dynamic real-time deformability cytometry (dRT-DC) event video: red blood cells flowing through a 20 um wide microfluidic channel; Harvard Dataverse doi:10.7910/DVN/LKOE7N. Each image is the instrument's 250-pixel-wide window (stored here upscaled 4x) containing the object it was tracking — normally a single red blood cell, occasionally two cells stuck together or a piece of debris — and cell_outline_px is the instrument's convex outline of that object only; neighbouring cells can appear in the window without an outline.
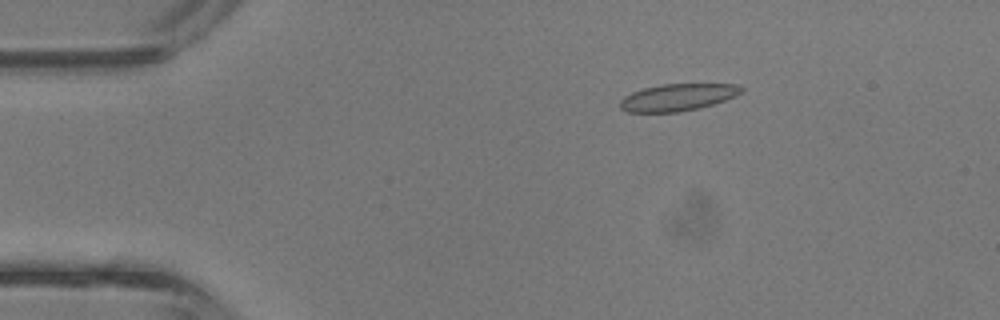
{"species": "common noctule bat (a hibernating species)", "species_latin": "Nyctalus noctula", "temperature_condition": "room temperature", "stored_images_in_passage": 42, "camera_frame_rate_fps": 3000, "um_per_image_px": 0.085, "animal": {"sex": "male", "body_mass_g": 13.3}, "frame": {"image": 1, "passage_image": 7, "time_ms": 2.0, "image_size_px": [1000, 320], "cell_outline_px": [[744, 88], [740, 92], [724, 100], [700, 108], [676, 112], [628, 112], [620, 108], [620, 100], [624, 96], [632, 92], [644, 88], [660, 84], [740, 84]], "centroid_in_image_um": [57.57, 8.26], "position_along_channel_um": 27.4, "area_um2": 18.96}}
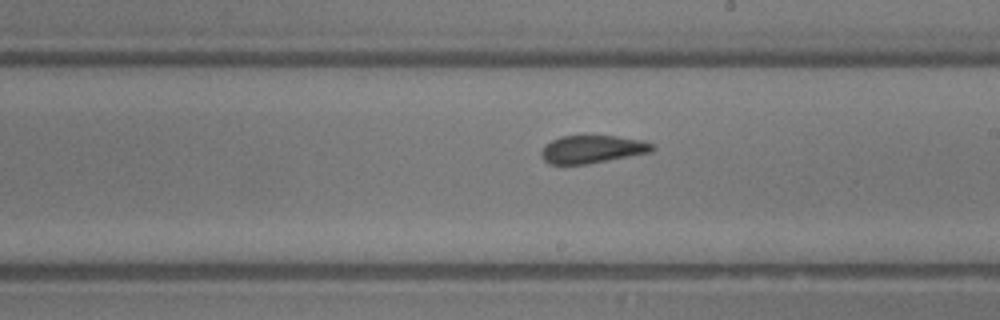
{"frame": {"image": 2, "passage_image": 24, "time_ms": 7.667, "image_size_px": [1000, 320], "cell_outline_px": [[656, 148], [652, 152], [588, 164], [548, 164], [540, 156], [540, 152], [544, 144], [560, 136], [616, 136], [644, 140], [652, 144]], "centroid_in_image_um": [50.33, 12.69], "position_along_channel_um": 238.7, "area_um2": 18.21}}
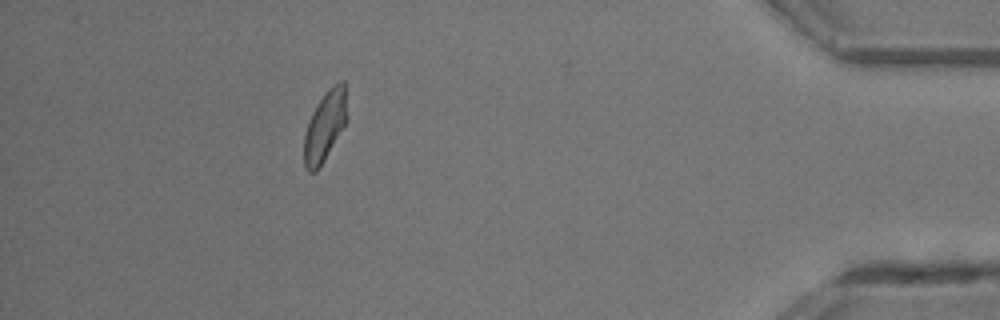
{"frame": {"image": 3, "passage_image": 38, "time_ms": 12.333, "image_size_px": [1000, 320], "cell_outline_px": [[344, 128], [324, 160], [316, 172], [308, 172], [304, 168], [304, 132], [308, 120], [312, 112], [324, 92], [328, 88], [340, 80], [344, 80]], "centroid_in_image_um": [27.55, 10.77], "position_along_channel_um": 407.6, "area_um2": 17.22}, "authors_computed_cell_mechanics": {"area_um2": 18.4382, "velocity_mm_per_s": 4.8167, "shape_relaxation_time_tau1_ms": 6.3729, "shape_relaxation_time_tau2_ms": 0.896, "deformation_change_tau1": 0.1559, "deformation_change_tau2": 0.0657}}